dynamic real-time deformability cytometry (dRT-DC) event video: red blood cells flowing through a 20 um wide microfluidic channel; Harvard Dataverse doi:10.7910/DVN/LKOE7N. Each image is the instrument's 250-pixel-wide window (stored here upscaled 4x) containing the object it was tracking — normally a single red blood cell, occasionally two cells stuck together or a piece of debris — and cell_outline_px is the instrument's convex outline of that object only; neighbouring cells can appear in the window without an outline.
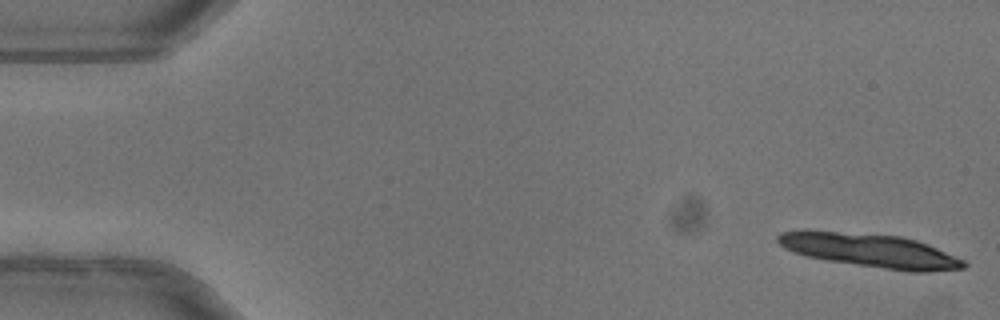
{"species": "common noctule bat (a hibernating species)", "species_latin": "Nyctalus noctula", "temperature_condition": "warm", "stored_images_in_passage": 8, "camera_frame_rate_fps": 3000, "um_per_image_px": 0.085, "animal": {"sex": "female"}, "frame": {"image": 1, "passage_image": 1, "time_ms": 0.0, "image_size_px": [1000, 320], "cell_outline_px": [[968, 264], [964, 268], [928, 272], [912, 272], [828, 260], [804, 256], [792, 252], [784, 248], [776, 240], [776, 236], [780, 232], [804, 228], [808, 228], [900, 236], [916, 240], [928, 244], [964, 260]], "centroid_in_image_um": [73.87, 21.25], "position_along_channel_um": 11.1, "area_um2": 37.05}}